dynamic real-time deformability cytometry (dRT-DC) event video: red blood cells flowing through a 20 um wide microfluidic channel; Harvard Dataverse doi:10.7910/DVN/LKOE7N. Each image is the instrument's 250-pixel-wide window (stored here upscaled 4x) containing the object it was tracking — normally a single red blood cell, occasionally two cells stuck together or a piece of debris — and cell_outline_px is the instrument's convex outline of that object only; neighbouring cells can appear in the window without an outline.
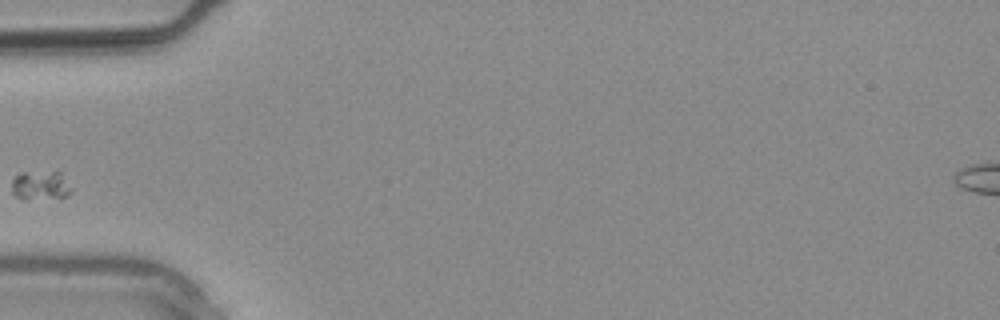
{"species": "common noctule bat (a hibernating species)", "species_latin": "Nyctalus noctula", "temperature_condition": "warm", "stored_images_in_passage": 3, "camera_frame_rate_fps": 3000, "um_per_image_px": 0.085, "animal": {"sex": "male", "body_mass_g": 20.4}, "frame": {"image": 1, "passage_image": 2, "time_ms": 0.333, "image_size_px": [1000, 320], "cell_outline_px": [[72, 192], [68, 196], [28, 200], [24, 200], [16, 196], [12, 192], [12, 180], [16, 176], [24, 172], [60, 172], [72, 188]], "centroid_in_image_um": [3.44, 15.78], "position_along_channel_um": 81.6, "area_um2": 10.12}}